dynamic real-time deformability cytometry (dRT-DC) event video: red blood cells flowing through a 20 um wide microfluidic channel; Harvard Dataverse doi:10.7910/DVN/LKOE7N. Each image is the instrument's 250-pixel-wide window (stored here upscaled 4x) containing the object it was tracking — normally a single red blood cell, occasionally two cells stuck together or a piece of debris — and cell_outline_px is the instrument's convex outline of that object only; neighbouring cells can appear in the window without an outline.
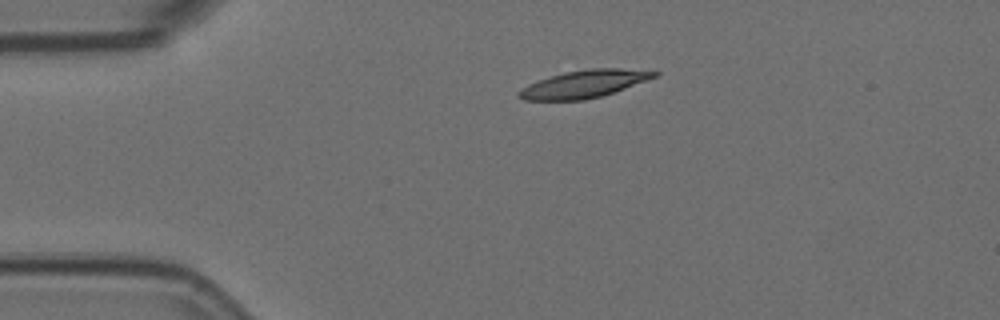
{"species": "Egyptian fruit bat (a non-hibernating species)", "species_latin": "Rousettus aegyptiacus", "temperature_condition": "room temperature", "stored_images_in_passage": 2, "camera_frame_rate_fps": 3000, "um_per_image_px": 0.085, "animal": {"sex": "female"}, "frame": {"image": 1, "passage_image": 1, "time_ms": 0.0, "image_size_px": [1000, 320], "cell_outline_px": [[660, 72], [656, 76], [624, 88], [600, 96], [584, 100], [524, 100], [516, 96], [516, 92], [528, 84], [552, 76], [568, 72], [592, 68], [620, 68]], "centroid_in_image_um": [49.59, 7.15], "position_along_channel_um": 35.4, "area_um2": 21.21}}